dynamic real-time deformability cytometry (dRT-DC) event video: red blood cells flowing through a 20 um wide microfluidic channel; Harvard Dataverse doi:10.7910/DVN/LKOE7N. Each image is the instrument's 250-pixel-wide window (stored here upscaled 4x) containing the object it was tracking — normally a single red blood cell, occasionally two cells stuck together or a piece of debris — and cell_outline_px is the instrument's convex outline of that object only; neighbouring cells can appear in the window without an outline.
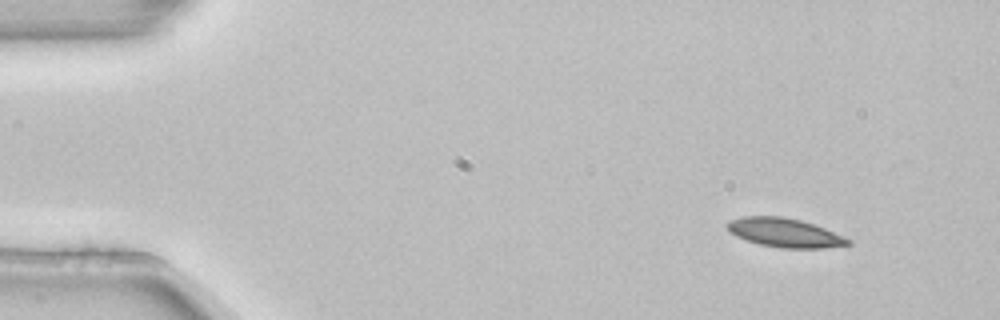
{"species": "common noctule bat (a hibernating species)", "species_latin": "Nyctalus noctula", "temperature_condition": "room temperature", "stored_images_in_passage": 4, "camera_frame_rate_fps": 3000, "um_per_image_px": 0.085, "animal": {"sex": "female", "body_mass_g": 22.7, "forearm_length_mm": 54.2}, "frame": {"image": 1, "passage_image": 1, "time_ms": 0.0, "image_size_px": [1000, 320], "cell_outline_px": [[852, 244], [824, 248], [780, 248], [760, 244], [736, 236], [724, 224], [728, 220], [740, 216], [780, 216], [800, 220], [824, 228], [852, 240]], "centroid_in_image_um": [66.68, 19.77], "position_along_channel_um": 18.3, "area_um2": 20.29}}
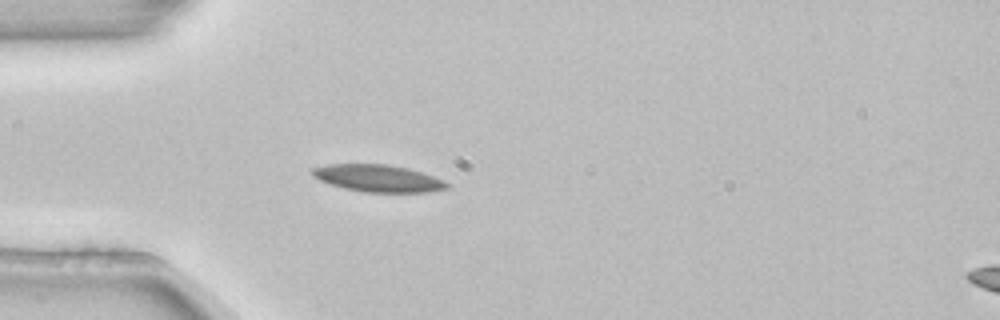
{"frame": {"image": 2, "passage_image": 4, "time_ms": 1.0, "image_size_px": [1000, 320], "cell_outline_px": [[452, 184], [448, 188], [428, 192], [364, 192], [344, 188], [320, 180], [312, 176], [312, 168], [328, 164], [388, 164], [408, 168], [444, 180]], "centroid_in_image_um": [32.16, 15.15], "position_along_channel_um": 52.8, "area_um2": 21.21}}